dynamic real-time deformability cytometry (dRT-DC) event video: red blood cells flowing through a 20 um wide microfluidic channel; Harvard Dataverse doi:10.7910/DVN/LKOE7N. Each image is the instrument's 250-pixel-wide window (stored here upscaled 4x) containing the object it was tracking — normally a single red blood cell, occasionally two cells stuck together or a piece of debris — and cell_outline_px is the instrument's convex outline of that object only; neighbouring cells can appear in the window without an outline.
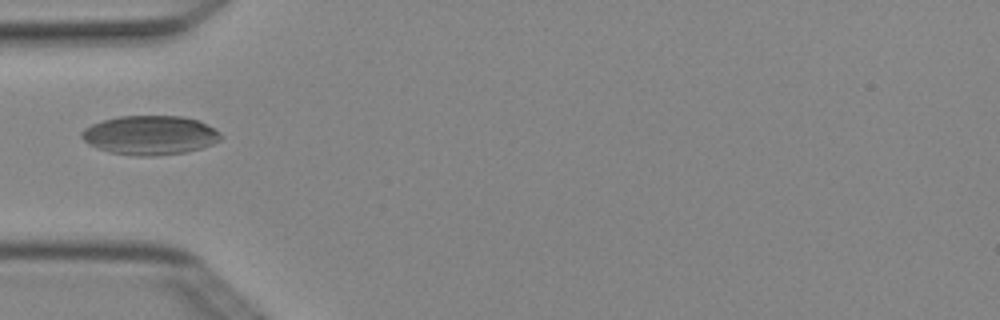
{"species": "Egyptian fruit bat (a non-hibernating species)", "species_latin": "Rousettus aegyptiacus", "temperature_condition": "cold", "stored_images_in_passage": 6, "camera_frame_rate_fps": 3000, "um_per_image_px": 0.085, "animal": {"sex": "female"}, "frame": {"image": 1, "passage_image": 5, "time_ms": 1.333, "image_size_px": [1000, 320], "cell_outline_px": [[224, 136], [220, 140], [212, 144], [200, 148], [184, 152], [152, 156], [136, 156], [108, 152], [96, 148], [88, 144], [80, 136], [80, 132], [84, 128], [92, 124], [104, 120], [120, 116], [184, 116], [200, 120], [220, 132]], "centroid_in_image_um": [12.75, 11.49], "position_along_channel_um": 72.3, "area_um2": 31.91}}
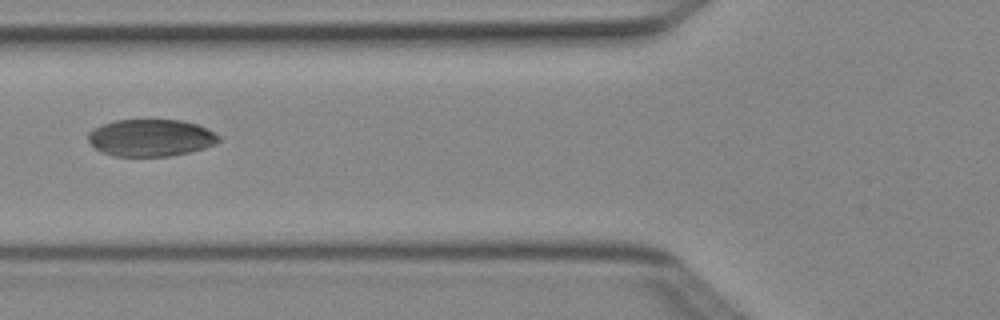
{"frame": {"image": 2, "passage_image": 6, "time_ms": 1.667, "image_size_px": [1000, 320], "cell_outline_px": [[220, 140], [216, 144], [192, 152], [172, 156], [112, 156], [100, 152], [88, 140], [88, 132], [92, 128], [100, 124], [116, 120], [180, 120], [200, 124], [208, 128], [220, 136]], "centroid_in_image_um": [12.83, 11.71], "position_along_channel_um": 113.0, "area_um2": 28.67}}